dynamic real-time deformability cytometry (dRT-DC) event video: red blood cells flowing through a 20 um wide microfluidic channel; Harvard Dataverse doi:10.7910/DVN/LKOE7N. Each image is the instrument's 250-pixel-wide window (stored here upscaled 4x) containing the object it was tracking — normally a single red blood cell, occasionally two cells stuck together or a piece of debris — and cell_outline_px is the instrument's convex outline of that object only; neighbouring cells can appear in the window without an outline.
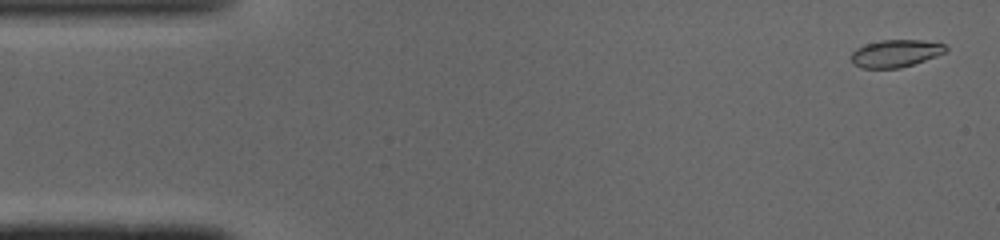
{"species": "common noctule bat (a hibernating species)", "species_latin": "Nyctalus noctula", "temperature_condition": "cold", "stored_images_in_passage": 49, "camera_frame_rate_fps": 3000, "um_per_image_px": 0.085, "animal": {"sex": "male", "body_mass_g": 19.0, "forearm_length_mm": 50.8}, "frame": {"image": 1, "passage_image": 2, "time_ms": 0.333, "image_size_px": [1000, 240], "cell_outline_px": [[948, 48], [944, 52], [936, 56], [900, 68], [860, 68], [852, 64], [852, 52], [856, 48], [864, 44], [880, 40], [920, 40], [944, 44]], "centroid_in_image_um": [76.08, 4.54], "position_along_channel_um": 8.9, "area_um2": 15.03}}
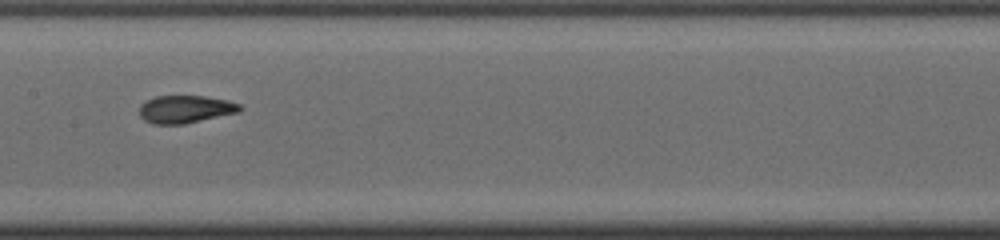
{"frame": {"image": 2, "passage_image": 24, "time_ms": 7.667, "image_size_px": [1000, 240], "cell_outline_px": [[244, 108], [240, 112], [184, 124], [152, 124], [144, 120], [140, 116], [140, 104], [156, 96], [204, 96], [228, 100], [240, 104]], "centroid_in_image_um": [15.79, 9.28], "position_along_channel_um": 191.6, "area_um2": 16.3}}
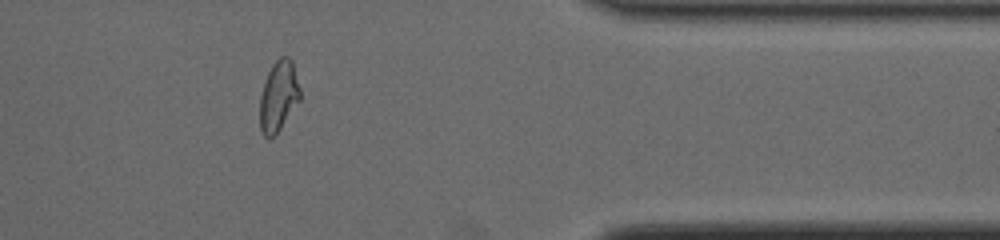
{"frame": {"image": 3, "passage_image": 40, "time_ms": 13.0, "image_size_px": [1000, 240], "cell_outline_px": [[300, 100], [276, 136], [268, 140], [260, 132], [260, 96], [268, 72], [272, 64], [280, 56], [288, 56], [292, 60], [300, 88]], "centroid_in_image_um": [23.67, 8.22], "position_along_channel_um": 387.7, "area_um2": 16.82}, "authors_computed_cell_mechanics": {"area_um2": 15.9528, "velocity_mm_per_s": 4.1081, "shape_relaxation_time_tau1_ms": 10.5664, "shape_relaxation_time_tau2_ms": 1.4363, "deformation_change_tau1": 0.3037, "deformation_change_tau2": 0.0619}}